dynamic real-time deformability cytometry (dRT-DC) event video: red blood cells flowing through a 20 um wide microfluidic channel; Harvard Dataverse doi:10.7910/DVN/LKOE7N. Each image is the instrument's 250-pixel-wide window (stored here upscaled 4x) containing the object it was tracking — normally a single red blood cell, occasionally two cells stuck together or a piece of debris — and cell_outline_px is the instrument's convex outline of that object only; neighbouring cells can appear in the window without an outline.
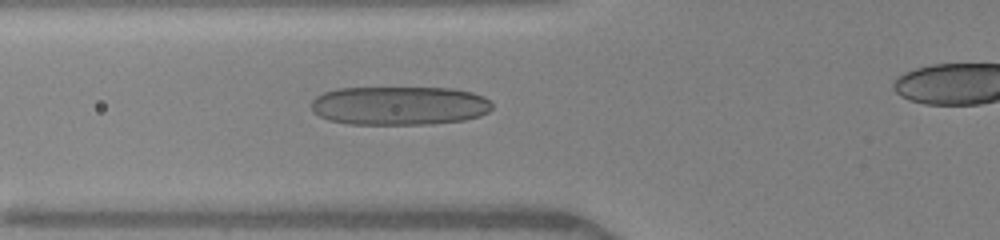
{"species": "human", "species_latin": "Homo sapiens", "temperature_condition": "warm", "stored_images_in_passage": 29, "camera_frame_rate_fps": 3000, "um_per_image_px": 0.085, "donor": {"sex": "female"}, "frame": {"image": 1, "passage_image": 3, "time_ms": 0.667, "image_size_px": [1000, 240], "cell_outline_px": [[492, 108], [488, 112], [480, 116], [464, 120], [432, 124], [348, 124], [328, 120], [312, 112], [312, 100], [316, 96], [324, 92], [336, 88], [452, 88], [472, 92], [484, 96], [492, 104]], "centroid_in_image_um": [33.94, 8.98], "position_along_channel_um": 91.9, "area_um2": 41.15}}
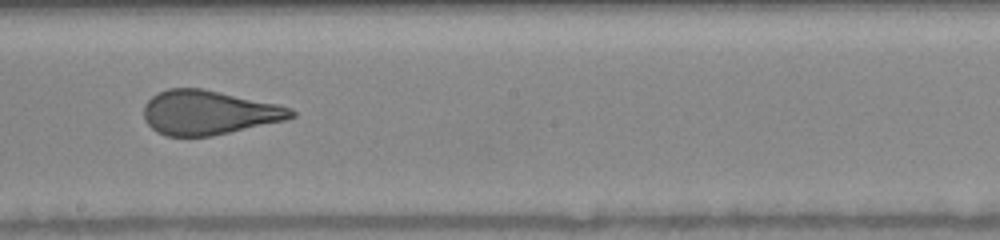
{"frame": {"image": 2, "passage_image": 13, "time_ms": 4.0, "image_size_px": [1000, 240], "cell_outline_px": [[296, 116], [284, 120], [212, 136], [168, 136], [156, 132], [144, 120], [144, 104], [152, 96], [168, 88], [200, 88], [280, 104], [292, 108], [296, 112]], "centroid_in_image_um": [17.74, 9.56], "position_along_channel_um": 230.5, "area_um2": 37.97}}
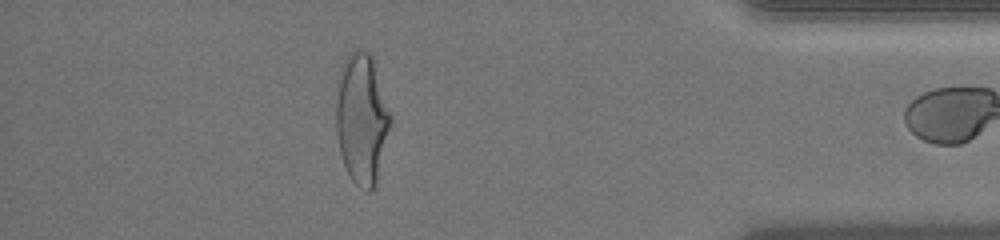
{"frame": {"image": 3, "passage_image": 28, "time_ms": 9.0, "image_size_px": [1000, 240], "cell_outline_px": [[392, 124], [376, 184], [372, 192], [368, 192], [360, 188], [352, 180], [344, 164], [340, 152], [336, 132], [336, 100], [340, 68], [344, 60], [356, 48], [360, 48], [368, 52], [372, 56], [392, 116]], "centroid_in_image_um": [30.77, 10.11], "position_along_channel_um": 404.4, "area_um2": 41.79}}